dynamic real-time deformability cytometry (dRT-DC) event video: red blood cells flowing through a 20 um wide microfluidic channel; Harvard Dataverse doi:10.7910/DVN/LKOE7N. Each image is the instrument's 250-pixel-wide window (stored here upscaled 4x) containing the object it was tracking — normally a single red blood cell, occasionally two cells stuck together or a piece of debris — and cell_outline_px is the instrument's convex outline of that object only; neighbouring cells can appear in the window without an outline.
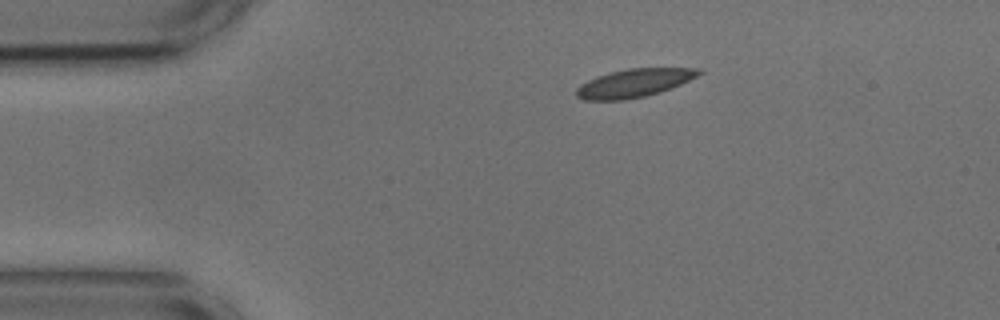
{"species": "common noctule bat (a hibernating species)", "species_latin": "Nyctalus noctula", "temperature_condition": "cold", "stored_images_in_passage": 46, "camera_frame_rate_fps": 3000, "um_per_image_px": 0.085, "animal": {"sex": "male", "body_mass_g": 17.9, "forearm_length_mm": 54.2}, "frame": {"image": 1, "passage_image": 1, "time_ms": 0.0, "image_size_px": [1000, 320], "cell_outline_px": [[704, 72], [680, 84], [660, 92], [644, 96], [624, 100], [584, 100], [576, 96], [576, 88], [580, 84], [596, 76], [628, 68], [700, 68]], "centroid_in_image_um": [53.87, 7.06], "position_along_channel_um": 31.1, "area_um2": 20.06}}
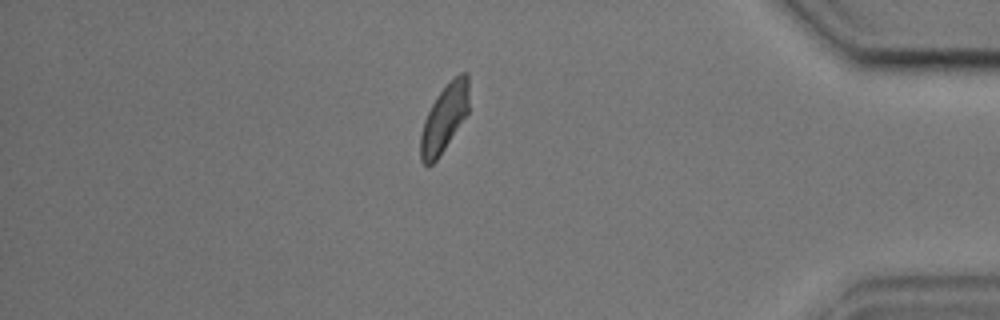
{"frame": {"image": 2, "passage_image": 38, "time_ms": 12.333, "image_size_px": [1000, 320], "cell_outline_px": [[468, 112], [436, 160], [432, 164], [424, 164], [420, 160], [420, 136], [424, 120], [436, 96], [460, 72], [468, 72]], "centroid_in_image_um": [37.75, 10.04], "position_along_channel_um": 397.5, "area_um2": 18.5}}
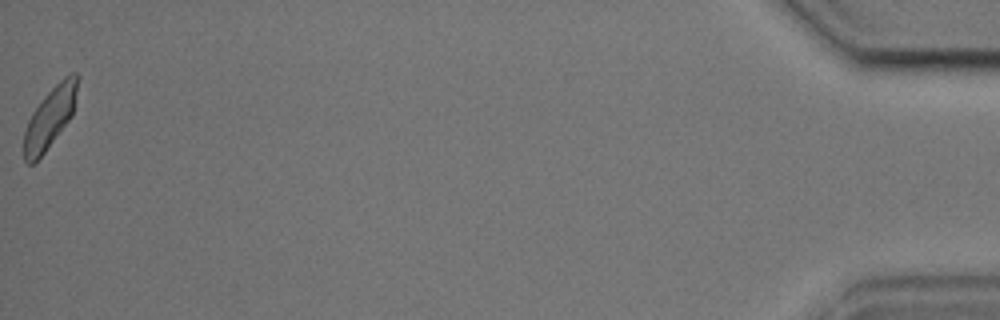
{"frame": {"image": 3, "passage_image": 46, "time_ms": 15.0, "image_size_px": [1000, 320], "cell_outline_px": [[76, 92], [72, 116], [44, 152], [32, 164], [28, 164], [24, 160], [24, 132], [28, 120], [32, 112], [44, 96], [64, 76], [72, 72], [76, 72]], "centroid_in_image_um": [4.21, 10.01], "position_along_channel_um": 431.0, "area_um2": 18.44}, "authors_computed_cell_mechanics": {"area_um2": 19.6231, "velocity_mm_per_s": 3.6132, "shape_relaxation_time_tau1_ms": 4.4484, "shape_relaxation_time_tau2_ms": 0.7234, "deformation_change_tau1": 0.1141, "deformation_change_tau2": 0.0478}}